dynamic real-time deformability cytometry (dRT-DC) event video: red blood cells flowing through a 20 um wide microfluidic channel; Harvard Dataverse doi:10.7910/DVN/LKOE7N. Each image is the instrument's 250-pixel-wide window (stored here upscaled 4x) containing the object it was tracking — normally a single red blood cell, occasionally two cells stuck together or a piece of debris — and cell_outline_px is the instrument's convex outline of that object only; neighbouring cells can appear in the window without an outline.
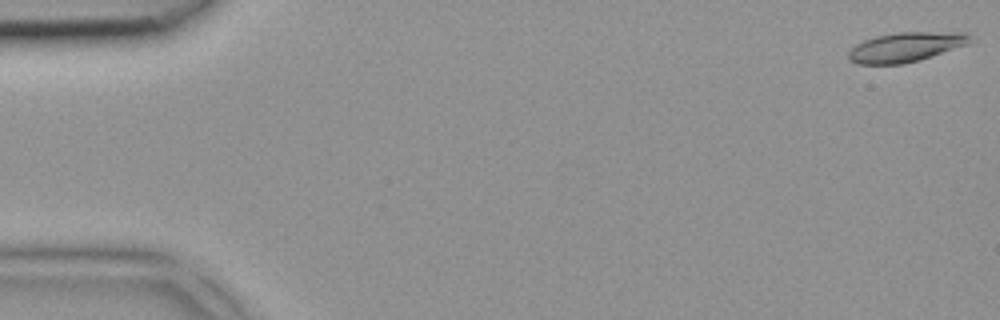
{"species": "common noctule bat (a hibernating species)", "species_latin": "Nyctalus noctula", "temperature_condition": "room temperature", "stored_images_in_passage": 4, "camera_frame_rate_fps": 3000, "um_per_image_px": 0.085, "animal": {"sex": "female", "body_mass_g": 18.4}, "frame": {"image": 1, "passage_image": 4, "time_ms": 1.0, "image_size_px": [1000, 320], "cell_outline_px": [[968, 44], [920, 60], [900, 64], [856, 64], [848, 60], [848, 52], [856, 44], [864, 40], [876, 36], [900, 32], [968, 32]], "centroid_in_image_um": [76.94, 4.0], "position_along_channel_um": 8.1, "area_um2": 20.81}}